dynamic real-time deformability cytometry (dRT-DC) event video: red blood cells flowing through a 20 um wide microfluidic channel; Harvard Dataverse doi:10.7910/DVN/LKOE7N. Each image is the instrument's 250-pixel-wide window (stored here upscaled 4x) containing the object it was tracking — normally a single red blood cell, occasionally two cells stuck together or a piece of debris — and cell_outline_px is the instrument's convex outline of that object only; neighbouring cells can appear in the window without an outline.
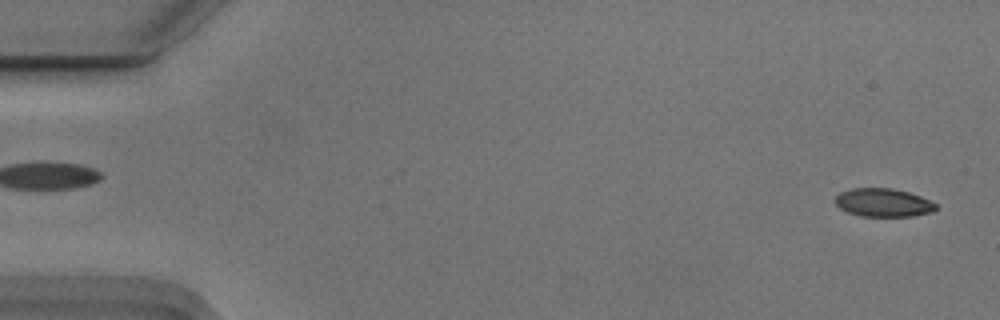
{"species": "Egyptian fruit bat (a non-hibernating species)", "species_latin": "Rousettus aegyptiacus", "temperature_condition": "cold", "stored_images_in_passage": 54, "camera_frame_rate_fps": 3000, "um_per_image_px": 0.085, "animal": {"sex": "male"}, "frame": {"image": 1, "passage_image": 1, "time_ms": 0.0, "image_size_px": [1000, 320], "cell_outline_px": [[936, 208], [932, 212], [912, 216], [860, 216], [848, 212], [840, 208], [836, 204], [836, 196], [840, 192], [852, 188], [892, 188], [908, 192], [920, 196], [936, 204]], "centroid_in_image_um": [75.06, 17.22], "position_along_channel_um": 9.9, "area_um2": 16.47}}
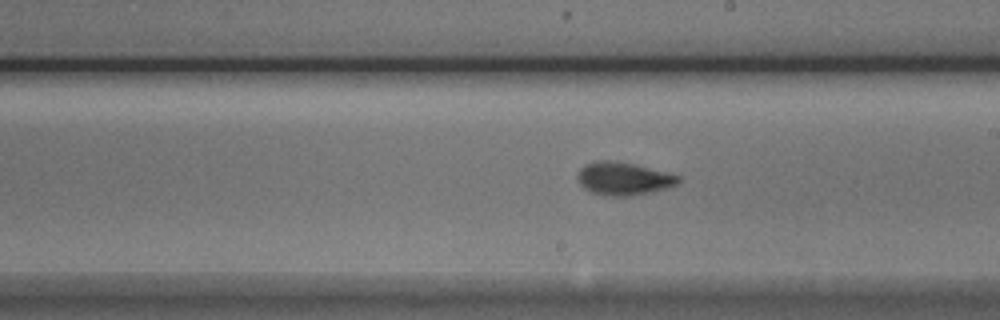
{"frame": {"image": 2, "passage_image": 30, "time_ms": 9.667, "image_size_px": [1000, 320], "cell_outline_px": [[680, 180], [676, 184], [652, 192], [632, 196], [608, 196], [592, 192], [584, 188], [580, 184], [576, 176], [580, 168], [588, 164], [600, 160], [608, 160], [632, 164], [668, 172], [680, 176]], "centroid_in_image_um": [52.99, 15.19], "position_along_channel_um": 236.0, "area_um2": 19.13}}
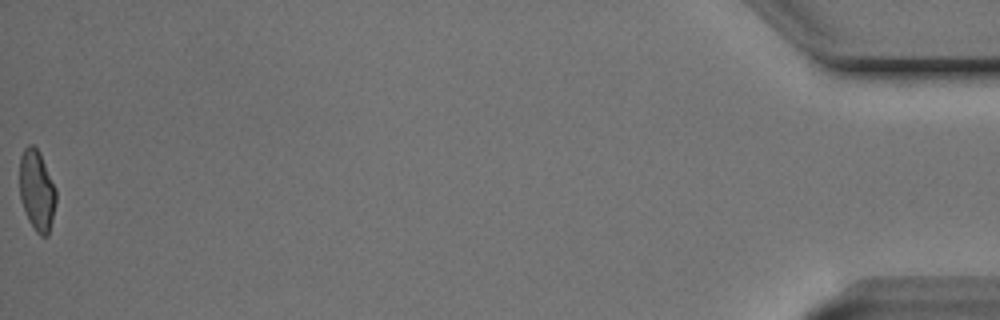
{"frame": {"image": 3, "passage_image": 54, "time_ms": 17.667, "image_size_px": [1000, 320], "cell_outline_px": [[56, 204], [48, 236], [40, 236], [36, 232], [28, 220], [20, 200], [20, 156], [24, 148], [28, 144], [32, 144], [36, 148], [56, 188]], "centroid_in_image_um": [3.12, 16.23], "position_along_channel_um": 432.1, "area_um2": 17.05}, "authors_computed_cell_mechanics": {"area_um2": 18.0047, "velocity_mm_per_s": 3.7276, "shape_relaxation_time_tau1_ms": 4.744, "shape_relaxation_time_tau2_ms": 1.5009, "deformation_change_tau1": 0.1478, "deformation_change_tau2": 0.0682}}